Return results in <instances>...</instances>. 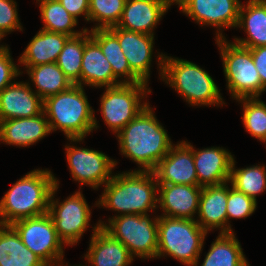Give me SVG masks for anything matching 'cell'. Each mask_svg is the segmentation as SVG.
<instances>
[{"instance_id":"1","label":"cell","mask_w":266,"mask_h":266,"mask_svg":"<svg viewBox=\"0 0 266 266\" xmlns=\"http://www.w3.org/2000/svg\"><path fill=\"white\" fill-rule=\"evenodd\" d=\"M120 152L138 164L137 171L153 172L173 145L150 104L116 134Z\"/></svg>"},{"instance_id":"2","label":"cell","mask_w":266,"mask_h":266,"mask_svg":"<svg viewBox=\"0 0 266 266\" xmlns=\"http://www.w3.org/2000/svg\"><path fill=\"white\" fill-rule=\"evenodd\" d=\"M131 171L112 175L95 206L117 211L118 215H146L156 211L158 182L154 172Z\"/></svg>"},{"instance_id":"3","label":"cell","mask_w":266,"mask_h":266,"mask_svg":"<svg viewBox=\"0 0 266 266\" xmlns=\"http://www.w3.org/2000/svg\"><path fill=\"white\" fill-rule=\"evenodd\" d=\"M55 185V176L49 169H34L25 174L0 200V224L11 225L47 213Z\"/></svg>"},{"instance_id":"4","label":"cell","mask_w":266,"mask_h":266,"mask_svg":"<svg viewBox=\"0 0 266 266\" xmlns=\"http://www.w3.org/2000/svg\"><path fill=\"white\" fill-rule=\"evenodd\" d=\"M161 80L171 86L191 106H223L220 89L209 73L197 64L158 54Z\"/></svg>"},{"instance_id":"5","label":"cell","mask_w":266,"mask_h":266,"mask_svg":"<svg viewBox=\"0 0 266 266\" xmlns=\"http://www.w3.org/2000/svg\"><path fill=\"white\" fill-rule=\"evenodd\" d=\"M43 112L51 133L59 129L66 138H85L99 128L83 86L69 89L43 100Z\"/></svg>"},{"instance_id":"6","label":"cell","mask_w":266,"mask_h":266,"mask_svg":"<svg viewBox=\"0 0 266 266\" xmlns=\"http://www.w3.org/2000/svg\"><path fill=\"white\" fill-rule=\"evenodd\" d=\"M157 236L156 258L169 256L186 266L199 264L207 233L196 220L158 215Z\"/></svg>"},{"instance_id":"7","label":"cell","mask_w":266,"mask_h":266,"mask_svg":"<svg viewBox=\"0 0 266 266\" xmlns=\"http://www.w3.org/2000/svg\"><path fill=\"white\" fill-rule=\"evenodd\" d=\"M149 214L116 215L100 226L114 239L121 241L133 258L153 259L158 251V216Z\"/></svg>"},{"instance_id":"8","label":"cell","mask_w":266,"mask_h":266,"mask_svg":"<svg viewBox=\"0 0 266 266\" xmlns=\"http://www.w3.org/2000/svg\"><path fill=\"white\" fill-rule=\"evenodd\" d=\"M222 58L226 87L234 99L261 95V80L251 50L226 38L215 40Z\"/></svg>"},{"instance_id":"9","label":"cell","mask_w":266,"mask_h":266,"mask_svg":"<svg viewBox=\"0 0 266 266\" xmlns=\"http://www.w3.org/2000/svg\"><path fill=\"white\" fill-rule=\"evenodd\" d=\"M104 89L100 100V112L108 129L115 134L149 105V101L145 102L143 99L148 97L147 94L152 93L148 84L144 82L121 83L112 87H104Z\"/></svg>"},{"instance_id":"10","label":"cell","mask_w":266,"mask_h":266,"mask_svg":"<svg viewBox=\"0 0 266 266\" xmlns=\"http://www.w3.org/2000/svg\"><path fill=\"white\" fill-rule=\"evenodd\" d=\"M55 184L50 196L48 213L54 222L60 240L66 246H74L90 225L91 208L80 190L68 196L63 202H59V199L55 198L59 188V181L56 177Z\"/></svg>"},{"instance_id":"11","label":"cell","mask_w":266,"mask_h":266,"mask_svg":"<svg viewBox=\"0 0 266 266\" xmlns=\"http://www.w3.org/2000/svg\"><path fill=\"white\" fill-rule=\"evenodd\" d=\"M11 226L19 234L23 244L47 265L63 261L65 245L58 237L54 222L48 212L36 217L17 220Z\"/></svg>"},{"instance_id":"12","label":"cell","mask_w":266,"mask_h":266,"mask_svg":"<svg viewBox=\"0 0 266 266\" xmlns=\"http://www.w3.org/2000/svg\"><path fill=\"white\" fill-rule=\"evenodd\" d=\"M67 140L71 143L65 146L66 159L73 180L81 186L88 185L94 190L104 186L112 178V169L118 162L101 151L74 145L76 142H82L84 138H67ZM72 142L73 145H70Z\"/></svg>"},{"instance_id":"13","label":"cell","mask_w":266,"mask_h":266,"mask_svg":"<svg viewBox=\"0 0 266 266\" xmlns=\"http://www.w3.org/2000/svg\"><path fill=\"white\" fill-rule=\"evenodd\" d=\"M241 3L240 0H174L180 11L197 24L216 27V40L226 38L222 28L236 27Z\"/></svg>"},{"instance_id":"14","label":"cell","mask_w":266,"mask_h":266,"mask_svg":"<svg viewBox=\"0 0 266 266\" xmlns=\"http://www.w3.org/2000/svg\"><path fill=\"white\" fill-rule=\"evenodd\" d=\"M153 172L158 184L198 185L193 150L183 140L171 146Z\"/></svg>"},{"instance_id":"15","label":"cell","mask_w":266,"mask_h":266,"mask_svg":"<svg viewBox=\"0 0 266 266\" xmlns=\"http://www.w3.org/2000/svg\"><path fill=\"white\" fill-rule=\"evenodd\" d=\"M171 5L174 0H126L116 27L154 36L156 25Z\"/></svg>"},{"instance_id":"16","label":"cell","mask_w":266,"mask_h":266,"mask_svg":"<svg viewBox=\"0 0 266 266\" xmlns=\"http://www.w3.org/2000/svg\"><path fill=\"white\" fill-rule=\"evenodd\" d=\"M118 38L131 71L144 83L148 84L150 66L154 48V36L125 30L119 27L109 28Z\"/></svg>"},{"instance_id":"17","label":"cell","mask_w":266,"mask_h":266,"mask_svg":"<svg viewBox=\"0 0 266 266\" xmlns=\"http://www.w3.org/2000/svg\"><path fill=\"white\" fill-rule=\"evenodd\" d=\"M201 191L198 185L158 184L160 216L196 220Z\"/></svg>"},{"instance_id":"18","label":"cell","mask_w":266,"mask_h":266,"mask_svg":"<svg viewBox=\"0 0 266 266\" xmlns=\"http://www.w3.org/2000/svg\"><path fill=\"white\" fill-rule=\"evenodd\" d=\"M193 150L198 186H212L229 182L233 155L222 147L196 149L185 141Z\"/></svg>"},{"instance_id":"19","label":"cell","mask_w":266,"mask_h":266,"mask_svg":"<svg viewBox=\"0 0 266 266\" xmlns=\"http://www.w3.org/2000/svg\"><path fill=\"white\" fill-rule=\"evenodd\" d=\"M28 82H14L0 92V121L33 117L43 112V100Z\"/></svg>"},{"instance_id":"20","label":"cell","mask_w":266,"mask_h":266,"mask_svg":"<svg viewBox=\"0 0 266 266\" xmlns=\"http://www.w3.org/2000/svg\"><path fill=\"white\" fill-rule=\"evenodd\" d=\"M228 183L202 187L196 222L207 234L214 229L227 234Z\"/></svg>"},{"instance_id":"21","label":"cell","mask_w":266,"mask_h":266,"mask_svg":"<svg viewBox=\"0 0 266 266\" xmlns=\"http://www.w3.org/2000/svg\"><path fill=\"white\" fill-rule=\"evenodd\" d=\"M91 235L87 253L83 258L91 266H129L134 258L127 247L114 239L99 223H96Z\"/></svg>"},{"instance_id":"22","label":"cell","mask_w":266,"mask_h":266,"mask_svg":"<svg viewBox=\"0 0 266 266\" xmlns=\"http://www.w3.org/2000/svg\"><path fill=\"white\" fill-rule=\"evenodd\" d=\"M121 84L112 71L100 46L91 38L88 28L84 30V53L81 65V86L95 88L112 87Z\"/></svg>"},{"instance_id":"23","label":"cell","mask_w":266,"mask_h":266,"mask_svg":"<svg viewBox=\"0 0 266 266\" xmlns=\"http://www.w3.org/2000/svg\"><path fill=\"white\" fill-rule=\"evenodd\" d=\"M44 112L33 117L0 121V142L18 147H30L50 134Z\"/></svg>"},{"instance_id":"24","label":"cell","mask_w":266,"mask_h":266,"mask_svg":"<svg viewBox=\"0 0 266 266\" xmlns=\"http://www.w3.org/2000/svg\"><path fill=\"white\" fill-rule=\"evenodd\" d=\"M235 28H241L247 38H234V43L245 48L266 45V1L248 0L241 3L238 22Z\"/></svg>"},{"instance_id":"25","label":"cell","mask_w":266,"mask_h":266,"mask_svg":"<svg viewBox=\"0 0 266 266\" xmlns=\"http://www.w3.org/2000/svg\"><path fill=\"white\" fill-rule=\"evenodd\" d=\"M70 36L40 29L18 59L23 66H39L56 62Z\"/></svg>"},{"instance_id":"26","label":"cell","mask_w":266,"mask_h":266,"mask_svg":"<svg viewBox=\"0 0 266 266\" xmlns=\"http://www.w3.org/2000/svg\"><path fill=\"white\" fill-rule=\"evenodd\" d=\"M90 36L100 46L105 58L111 64L114 77L120 83L134 84L142 82L131 71L129 63L119 45L118 38L110 29L90 30Z\"/></svg>"},{"instance_id":"27","label":"cell","mask_w":266,"mask_h":266,"mask_svg":"<svg viewBox=\"0 0 266 266\" xmlns=\"http://www.w3.org/2000/svg\"><path fill=\"white\" fill-rule=\"evenodd\" d=\"M0 266H47L22 242L11 225L0 224Z\"/></svg>"},{"instance_id":"28","label":"cell","mask_w":266,"mask_h":266,"mask_svg":"<svg viewBox=\"0 0 266 266\" xmlns=\"http://www.w3.org/2000/svg\"><path fill=\"white\" fill-rule=\"evenodd\" d=\"M30 81L34 84L33 91L42 100L69 89L73 84L55 62L39 66H24Z\"/></svg>"},{"instance_id":"29","label":"cell","mask_w":266,"mask_h":266,"mask_svg":"<svg viewBox=\"0 0 266 266\" xmlns=\"http://www.w3.org/2000/svg\"><path fill=\"white\" fill-rule=\"evenodd\" d=\"M247 263L241 244L233 232L217 236L201 266H245Z\"/></svg>"},{"instance_id":"30","label":"cell","mask_w":266,"mask_h":266,"mask_svg":"<svg viewBox=\"0 0 266 266\" xmlns=\"http://www.w3.org/2000/svg\"><path fill=\"white\" fill-rule=\"evenodd\" d=\"M41 11L43 21L42 30L56 33H63L70 37L78 36L84 32L76 31L78 21L66 11L58 0H36Z\"/></svg>"},{"instance_id":"31","label":"cell","mask_w":266,"mask_h":266,"mask_svg":"<svg viewBox=\"0 0 266 266\" xmlns=\"http://www.w3.org/2000/svg\"><path fill=\"white\" fill-rule=\"evenodd\" d=\"M235 162V158H233L229 183L236 190L257 202V195L266 190V166L259 164V166L252 165L236 169Z\"/></svg>"},{"instance_id":"32","label":"cell","mask_w":266,"mask_h":266,"mask_svg":"<svg viewBox=\"0 0 266 266\" xmlns=\"http://www.w3.org/2000/svg\"><path fill=\"white\" fill-rule=\"evenodd\" d=\"M84 53V32L70 37L55 62L73 85L81 86V65Z\"/></svg>"},{"instance_id":"33","label":"cell","mask_w":266,"mask_h":266,"mask_svg":"<svg viewBox=\"0 0 266 266\" xmlns=\"http://www.w3.org/2000/svg\"><path fill=\"white\" fill-rule=\"evenodd\" d=\"M243 107L245 131L261 142L266 137V104L259 97L237 99Z\"/></svg>"},{"instance_id":"34","label":"cell","mask_w":266,"mask_h":266,"mask_svg":"<svg viewBox=\"0 0 266 266\" xmlns=\"http://www.w3.org/2000/svg\"><path fill=\"white\" fill-rule=\"evenodd\" d=\"M126 0H89V21L96 22L91 30L117 26Z\"/></svg>"},{"instance_id":"35","label":"cell","mask_w":266,"mask_h":266,"mask_svg":"<svg viewBox=\"0 0 266 266\" xmlns=\"http://www.w3.org/2000/svg\"><path fill=\"white\" fill-rule=\"evenodd\" d=\"M231 187V188H230ZM228 186V200H227V234L233 233L229 219H246L251 216L257 207V202L246 196L244 193L236 190L232 186Z\"/></svg>"},{"instance_id":"36","label":"cell","mask_w":266,"mask_h":266,"mask_svg":"<svg viewBox=\"0 0 266 266\" xmlns=\"http://www.w3.org/2000/svg\"><path fill=\"white\" fill-rule=\"evenodd\" d=\"M17 10V2L14 0H0V35L2 37L13 31L23 30Z\"/></svg>"},{"instance_id":"37","label":"cell","mask_w":266,"mask_h":266,"mask_svg":"<svg viewBox=\"0 0 266 266\" xmlns=\"http://www.w3.org/2000/svg\"><path fill=\"white\" fill-rule=\"evenodd\" d=\"M9 49L10 48L7 46L0 50V92L5 87L12 84L14 82L12 80H15V78L23 73V71L19 69V65L14 63Z\"/></svg>"},{"instance_id":"38","label":"cell","mask_w":266,"mask_h":266,"mask_svg":"<svg viewBox=\"0 0 266 266\" xmlns=\"http://www.w3.org/2000/svg\"><path fill=\"white\" fill-rule=\"evenodd\" d=\"M254 65L261 80V93L266 91V45L250 48Z\"/></svg>"},{"instance_id":"39","label":"cell","mask_w":266,"mask_h":266,"mask_svg":"<svg viewBox=\"0 0 266 266\" xmlns=\"http://www.w3.org/2000/svg\"><path fill=\"white\" fill-rule=\"evenodd\" d=\"M71 16L77 21L83 15L85 21L89 22V0H58Z\"/></svg>"},{"instance_id":"40","label":"cell","mask_w":266,"mask_h":266,"mask_svg":"<svg viewBox=\"0 0 266 266\" xmlns=\"http://www.w3.org/2000/svg\"><path fill=\"white\" fill-rule=\"evenodd\" d=\"M63 263H64V262L62 261V262L54 263V264L47 265V266H69L68 263H66V265L63 264ZM70 266H71V265H70ZM73 266H87V265H81V264H79V265H73Z\"/></svg>"},{"instance_id":"41","label":"cell","mask_w":266,"mask_h":266,"mask_svg":"<svg viewBox=\"0 0 266 266\" xmlns=\"http://www.w3.org/2000/svg\"><path fill=\"white\" fill-rule=\"evenodd\" d=\"M2 39H3V37L0 35V41H1ZM6 47H7V45H1V44H0V50H1V49H4V48H6Z\"/></svg>"}]
</instances>
